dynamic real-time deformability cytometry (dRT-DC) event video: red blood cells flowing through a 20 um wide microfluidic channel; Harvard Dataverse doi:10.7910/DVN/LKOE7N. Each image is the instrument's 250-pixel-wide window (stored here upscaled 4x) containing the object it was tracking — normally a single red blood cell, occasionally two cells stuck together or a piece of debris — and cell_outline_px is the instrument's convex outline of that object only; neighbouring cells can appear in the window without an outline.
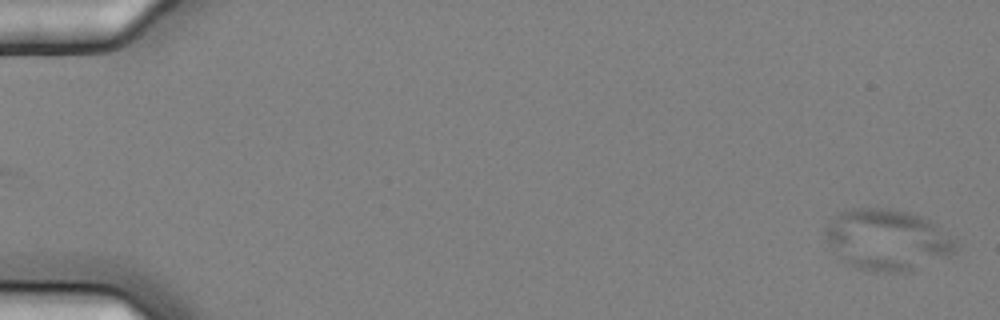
{"species": "common noctule bat (a hibernating species)", "species_latin": "Nyctalus noctula", "temperature_condition": "cold", "stored_images_in_passage": 6, "segment_of_instrument_passage": [2, 2], "camera_frame_rate_fps": 3000, "um_per_image_px": 0.085, "animal": {"sex": "female", "body_mass_g": 25.1}, "frame": {"image": 1, "passage_image": 6, "time_ms": 1.667, "image_size_px": [1000, 320], "cell_outline_px": [[960, 248], [956, 252], [948, 256], [912, 272], [884, 272], [856, 268], [844, 260], [828, 244], [824, 236], [824, 228], [840, 212], [852, 208], [888, 208], [908, 212], [932, 220], [940, 224], [956, 240]], "centroid_in_image_um": [75.5, 20.38], "position_along_channel_um": 9.5, "area_um2": 46.93}}